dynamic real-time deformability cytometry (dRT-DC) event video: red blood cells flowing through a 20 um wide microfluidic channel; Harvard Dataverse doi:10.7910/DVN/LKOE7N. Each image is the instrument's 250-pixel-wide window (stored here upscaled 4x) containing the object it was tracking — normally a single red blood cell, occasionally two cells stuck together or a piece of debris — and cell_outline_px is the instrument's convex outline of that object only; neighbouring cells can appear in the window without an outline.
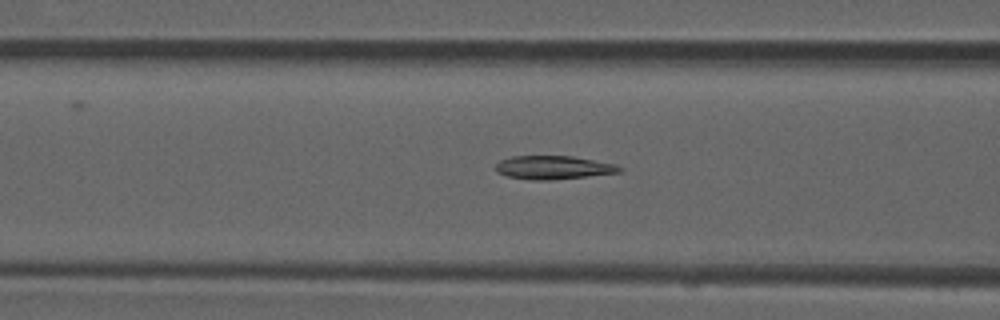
{"species": "common noctule bat (a hibernating species)", "species_latin": "Nyctalus noctula", "temperature_condition": "room temperature", "stored_images_in_passage": 50, "camera_frame_rate_fps": 3000, "um_per_image_px": 0.085, "animal": {"sex": "male", "forearm_length_mm": 52.5}, "frame": {"image": 1, "passage_image": 19, "time_ms": 6.0, "image_size_px": [1000, 320], "cell_outline_px": [[624, 168], [620, 172], [548, 180], [532, 180], [508, 176], [496, 172], [496, 164], [500, 160], [512, 156], [572, 156], [616, 164]], "centroid_in_image_um": [47.02, 14.23], "position_along_channel_um": 119.6, "area_um2": 16.76}}
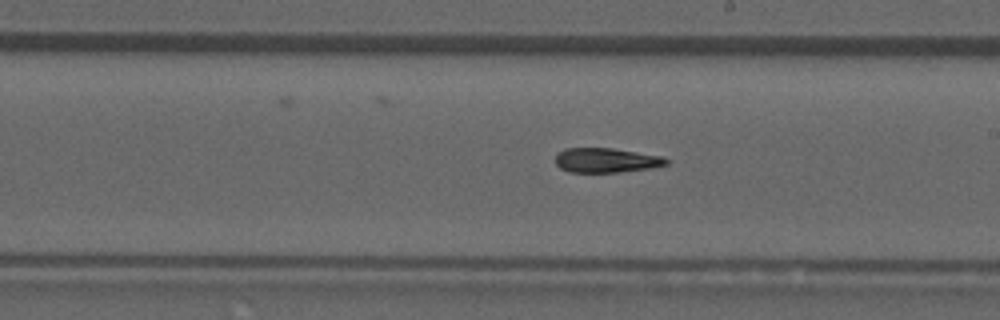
{"frame": {"image": 2, "passage_image": 28, "time_ms": 9.0, "image_size_px": [1000, 320], "cell_outline_px": [[668, 164], [652, 168], [620, 172], [568, 172], [560, 168], [556, 164], [556, 152], [564, 148], [612, 148], [664, 156], [668, 160]], "centroid_in_image_um": [51.52, 13.62], "position_along_channel_um": 237.5, "area_um2": 16.07}}
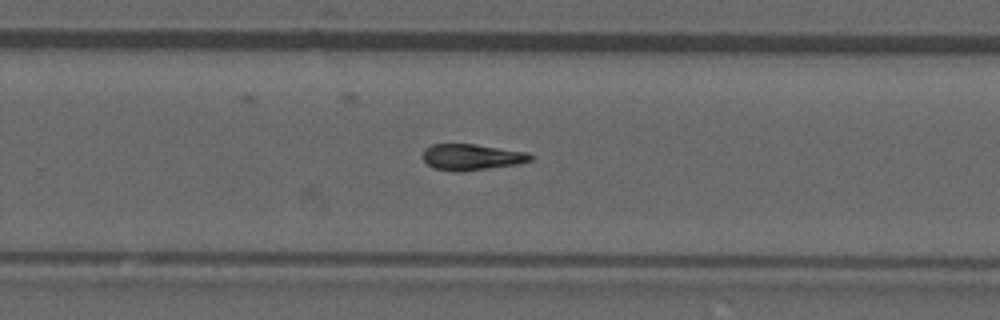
{"frame": {"image": 3, "passage_image": 32, "time_ms": 10.333, "image_size_px": [1000, 320], "cell_outline_px": [[532, 160], [520, 164], [456, 172], [432, 168], [424, 160], [424, 148], [432, 144], [476, 144], [528, 152], [532, 156]], "centroid_in_image_um": [40.1, 13.34], "position_along_channel_um": 289.7, "area_um2": 16.42}}